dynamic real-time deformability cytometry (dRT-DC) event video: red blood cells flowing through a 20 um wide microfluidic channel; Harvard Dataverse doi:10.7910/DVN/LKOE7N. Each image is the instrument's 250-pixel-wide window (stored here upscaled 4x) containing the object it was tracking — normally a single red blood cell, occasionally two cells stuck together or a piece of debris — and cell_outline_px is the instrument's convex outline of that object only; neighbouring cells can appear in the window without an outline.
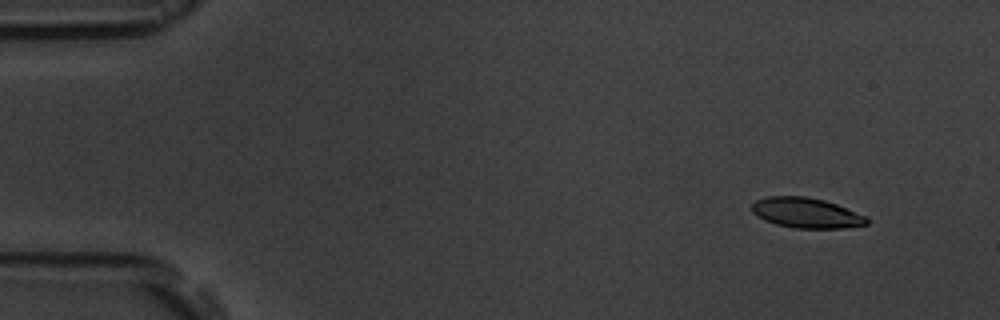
{"species": "common noctule bat (a hibernating species)", "species_latin": "Nyctalus noctula", "temperature_condition": "room temperature", "stored_images_in_passage": 4, "camera_frame_rate_fps": 3000, "um_per_image_px": 0.085, "animal": {"sex": "male", "body_mass_g": 19.5, "forearm_length_mm": 54.6}, "frame": {"image": 1, "passage_image": 1, "time_ms": 0.0, "image_size_px": [1000, 320], "cell_outline_px": [[868, 224], [844, 228], [792, 228], [776, 224], [764, 220], [756, 216], [752, 212], [752, 204], [756, 200], [764, 196], [804, 196], [824, 200], [836, 204], [868, 216]], "centroid_in_image_um": [68.52, 18.09], "position_along_channel_um": 16.5, "area_um2": 20.4}}
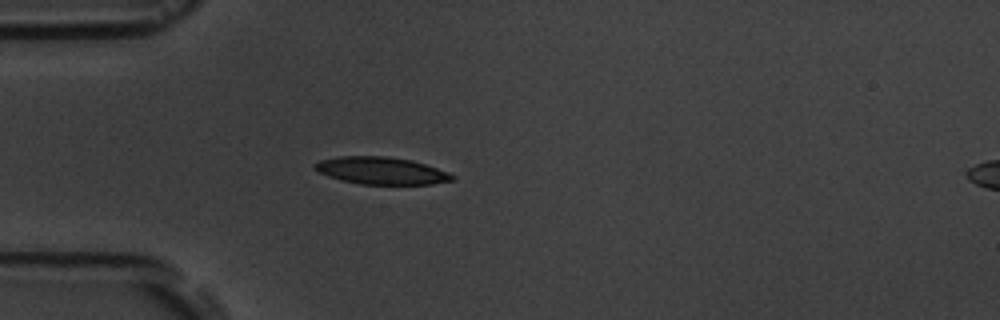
{"frame": {"image": 2, "passage_image": 4, "time_ms": 3.667, "image_size_px": [1000, 320], "cell_outline_px": [[456, 180], [432, 184], [360, 184], [340, 180], [316, 172], [312, 168], [320, 160], [340, 156], [384, 156], [412, 160], [448, 172], [456, 176]], "centroid_in_image_um": [32.4, 14.51], "position_along_channel_um": 52.6, "area_um2": 21.91}}